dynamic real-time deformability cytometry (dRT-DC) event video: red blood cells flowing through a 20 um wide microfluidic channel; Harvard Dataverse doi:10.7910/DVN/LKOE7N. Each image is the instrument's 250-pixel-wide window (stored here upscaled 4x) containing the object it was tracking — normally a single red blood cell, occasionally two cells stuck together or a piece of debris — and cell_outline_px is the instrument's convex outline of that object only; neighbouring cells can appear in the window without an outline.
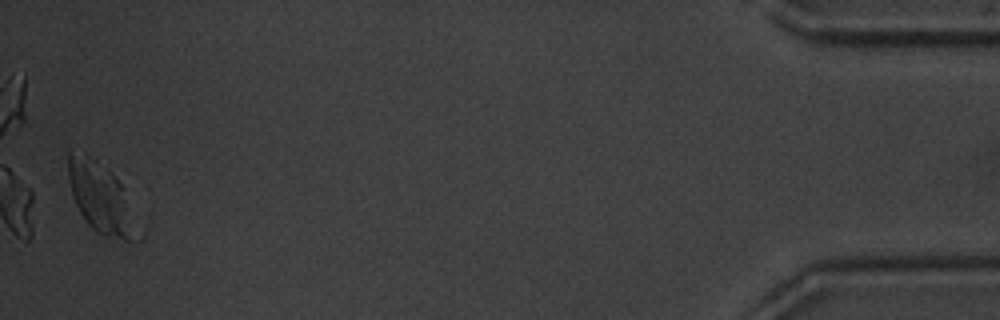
{"species": "common noctule bat (a hibernating species)", "species_latin": "Nyctalus noctula", "temperature_condition": "warm", "stored_images_in_passage": 35, "camera_frame_rate_fps": 3000, "um_per_image_px": 0.085, "animal": {"sex": "male", "body_mass_g": 20.1, "forearm_length_mm": 53.5}, "frame": {"image": 1, "passage_image": 35, "time_ms": 11.333, "image_size_px": [1000, 320], "cell_outline_px": [[128, 240], [124, 240], [104, 236], [96, 232], [84, 220], [72, 196], [68, 176], [68, 152], [88, 156], [96, 160], [108, 168], [112, 172], [120, 184], [128, 236]], "centroid_in_image_um": [8.29, 16.66], "position_along_channel_um": 426.9, "area_um2": 24.91}}